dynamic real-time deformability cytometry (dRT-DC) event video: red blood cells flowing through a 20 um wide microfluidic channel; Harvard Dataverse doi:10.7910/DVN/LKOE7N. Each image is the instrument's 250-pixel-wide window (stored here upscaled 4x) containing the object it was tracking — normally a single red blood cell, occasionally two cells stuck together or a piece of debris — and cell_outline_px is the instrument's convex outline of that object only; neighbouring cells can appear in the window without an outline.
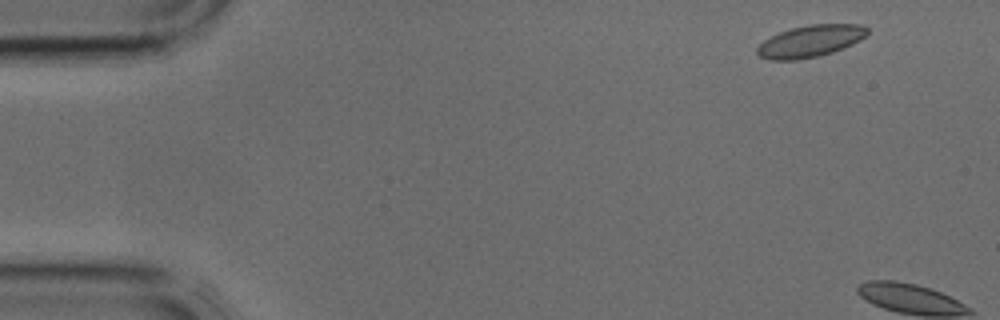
{"species": "common noctule bat (a hibernating species)", "species_latin": "Nyctalus noctula", "temperature_condition": "cold", "stored_images_in_passage": 4, "camera_frame_rate_fps": 3000, "um_per_image_px": 0.085, "animal": {"sex": "male", "body_mass_g": 17.9, "forearm_length_mm": 54.2}, "frame": {"image": 1, "passage_image": 1, "time_ms": 0.0, "image_size_px": [1000, 320], "cell_outline_px": [[868, 32], [860, 40], [852, 44], [832, 52], [816, 56], [796, 60], [772, 60], [760, 56], [756, 52], [756, 48], [764, 40], [780, 32], [792, 28], [808, 24], [860, 24], [868, 28]], "centroid_in_image_um": [68.87, 3.49], "position_along_channel_um": 16.1, "area_um2": 20.23}}